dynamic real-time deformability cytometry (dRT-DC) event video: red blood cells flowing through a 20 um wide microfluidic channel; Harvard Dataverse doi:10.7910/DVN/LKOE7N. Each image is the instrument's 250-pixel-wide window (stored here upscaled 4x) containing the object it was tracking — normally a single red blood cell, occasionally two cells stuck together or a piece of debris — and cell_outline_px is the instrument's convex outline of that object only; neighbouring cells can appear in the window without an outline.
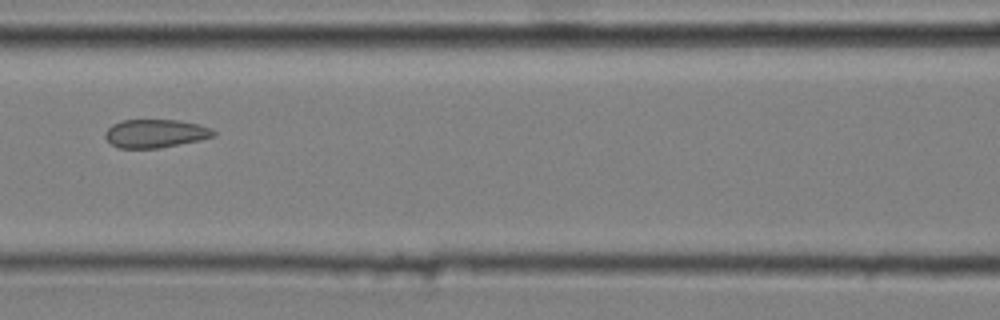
{"species": "common noctule bat (a hibernating species)", "species_latin": "Nyctalus noctula", "temperature_condition": "cold", "stored_images_in_passage": 8, "camera_frame_rate_fps": 3000, "um_per_image_px": 0.085, "animal": {"sex": "male", "body_mass_g": 20.4}, "frame": {"image": 1, "passage_image": 6, "time_ms": 1.667, "image_size_px": [1000, 320], "cell_outline_px": [[216, 136], [200, 140], [160, 148], [120, 148], [112, 144], [104, 136], [104, 132], [112, 124], [120, 120], [180, 120], [200, 124], [212, 128], [216, 132]], "centroid_in_image_um": [13.24, 11.34], "position_along_channel_um": 153.4, "area_um2": 18.09}}
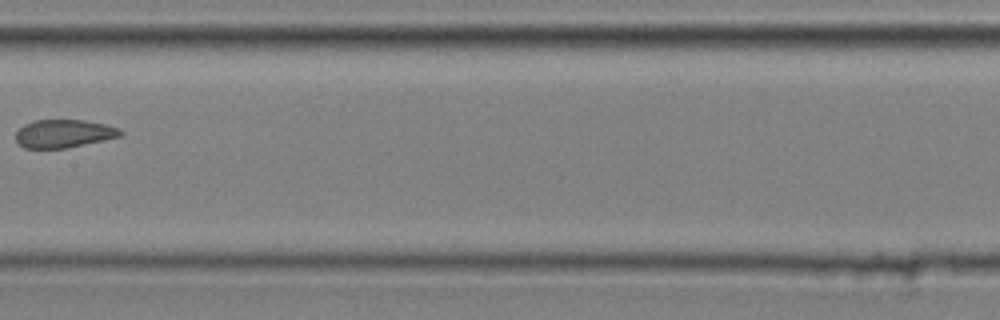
{"frame": {"image": 2, "passage_image": 7, "time_ms": 2.0, "image_size_px": [1000, 320], "cell_outline_px": [[124, 132], [120, 136], [104, 140], [64, 148], [24, 148], [16, 140], [16, 132], [24, 124], [36, 120], [84, 120], [104, 124], [120, 128]], "centroid_in_image_um": [5.43, 11.35], "position_along_channel_um": 202.0, "area_um2": 16.99}}
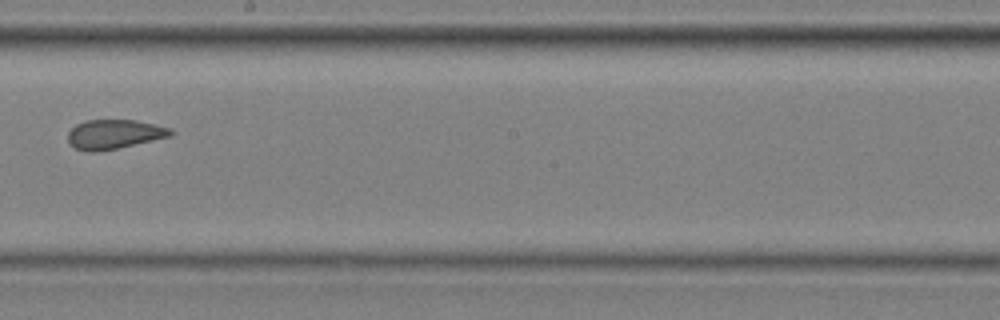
{"frame": {"image": 3, "passage_image": 8, "time_ms": 2.333, "image_size_px": [1000, 320], "cell_outline_px": [[172, 136], [116, 148], [96, 152], [88, 152], [76, 148], [68, 140], [68, 132], [76, 124], [84, 120], [136, 120], [172, 128]], "centroid_in_image_um": [9.71, 11.4], "position_along_channel_um": 238.5, "area_um2": 17.46}}